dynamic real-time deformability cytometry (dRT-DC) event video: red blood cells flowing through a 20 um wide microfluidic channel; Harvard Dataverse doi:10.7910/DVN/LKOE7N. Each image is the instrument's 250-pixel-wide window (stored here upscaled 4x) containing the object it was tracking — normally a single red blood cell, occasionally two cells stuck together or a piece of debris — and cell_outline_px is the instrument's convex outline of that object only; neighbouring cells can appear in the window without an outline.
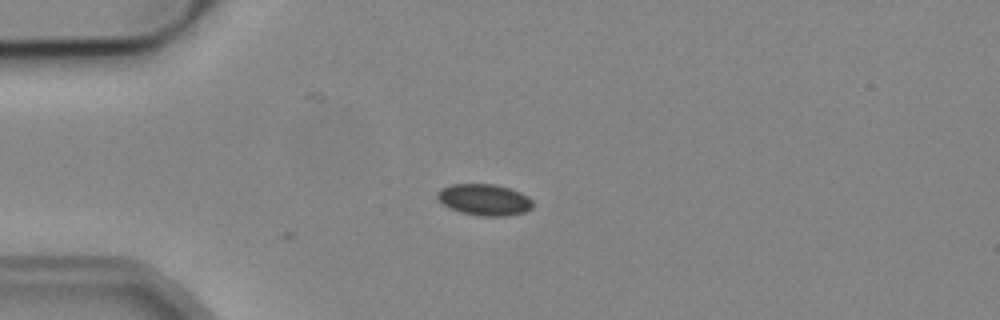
{"species": "common noctule bat (a hibernating species)", "species_latin": "Nyctalus noctula", "temperature_condition": "cold", "stored_images_in_passage": 8, "camera_frame_rate_fps": 3000, "um_per_image_px": 0.085, "animal": {"sex": "male", "body_mass_g": 19.2, "forearm_length_mm": 51.8}, "frame": {"image": 1, "passage_image": 3, "time_ms": 0.667, "image_size_px": [1000, 320], "cell_outline_px": [[532, 208], [524, 212], [504, 216], [480, 216], [460, 212], [444, 204], [436, 196], [436, 192], [440, 188], [452, 184], [496, 184], [520, 192], [528, 196], [532, 200]], "centroid_in_image_um": [41.17, 16.97], "position_along_channel_um": 43.8, "area_um2": 17.4}}